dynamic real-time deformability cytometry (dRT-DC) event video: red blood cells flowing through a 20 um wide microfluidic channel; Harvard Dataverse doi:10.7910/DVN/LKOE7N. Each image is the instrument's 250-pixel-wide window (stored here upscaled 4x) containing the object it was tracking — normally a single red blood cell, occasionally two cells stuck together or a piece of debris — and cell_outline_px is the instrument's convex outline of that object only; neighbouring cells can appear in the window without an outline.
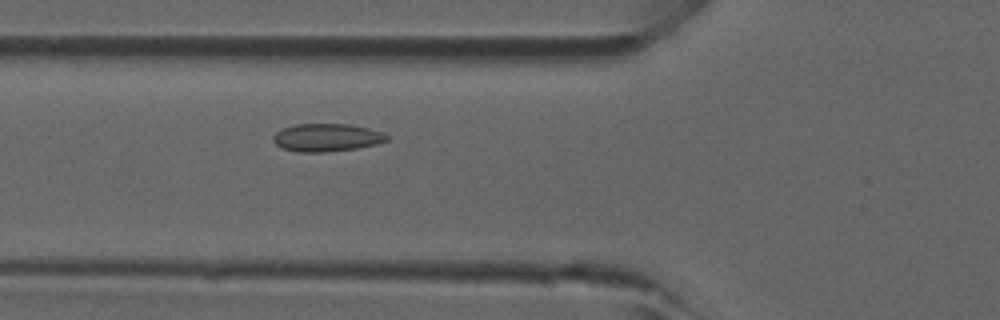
{"species": "common noctule bat (a hibernating species)", "species_latin": "Nyctalus noctula", "temperature_condition": "room temperature", "stored_images_in_passage": 36, "camera_frame_rate_fps": 3000, "um_per_image_px": 0.085, "animal": {"sex": "male", "forearm_length_mm": 52.5}, "frame": {"image": 1, "passage_image": 6, "time_ms": 1.667, "image_size_px": [1000, 320], "cell_outline_px": [[388, 140], [376, 144], [356, 148], [324, 152], [296, 152], [284, 148], [276, 144], [272, 140], [272, 136], [276, 132], [284, 128], [296, 124], [348, 124], [368, 128], [380, 132], [388, 136]], "centroid_in_image_um": [27.74, 11.69], "position_along_channel_um": 98.1, "area_um2": 18.26}}
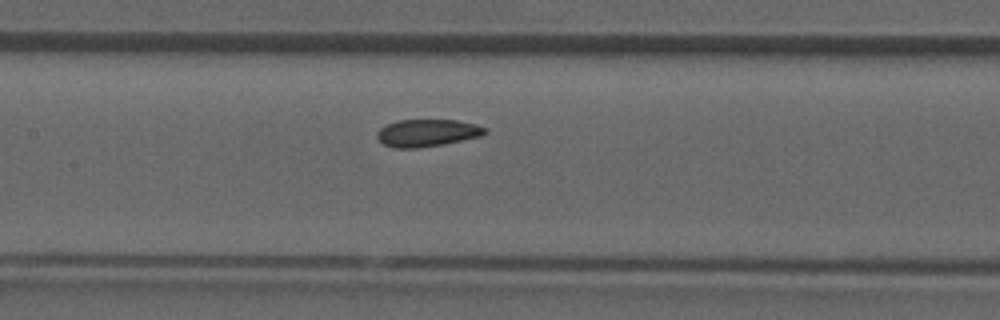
{"frame": {"image": 2, "passage_image": 11, "time_ms": 3.333, "image_size_px": [1000, 320], "cell_outline_px": [[488, 132], [480, 136], [444, 144], [416, 148], [392, 148], [384, 144], [376, 136], [376, 132], [380, 128], [396, 120], [456, 120], [476, 124], [488, 128]], "centroid_in_image_um": [36.31, 11.29], "position_along_channel_um": 171.1, "area_um2": 17.22}}